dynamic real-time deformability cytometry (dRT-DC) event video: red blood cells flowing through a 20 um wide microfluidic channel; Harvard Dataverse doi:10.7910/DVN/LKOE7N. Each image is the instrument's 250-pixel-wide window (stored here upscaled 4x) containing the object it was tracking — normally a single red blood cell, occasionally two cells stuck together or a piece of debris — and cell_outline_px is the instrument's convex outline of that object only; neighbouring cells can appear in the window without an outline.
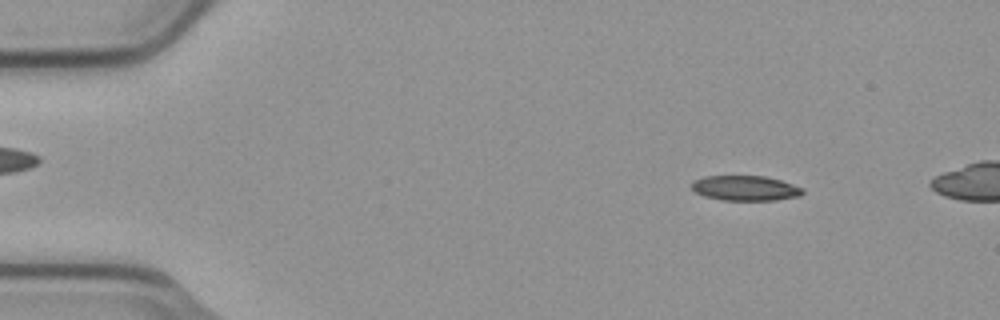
{"species": "common noctule bat (a hibernating species)", "species_latin": "Nyctalus noctula", "temperature_condition": "cold", "stored_images_in_passage": 5, "camera_frame_rate_fps": 3000, "um_per_image_px": 0.085, "animal": {"sex": "male", "body_mass_g": 23.1, "forearm_length_mm": 52.7}, "frame": {"image": 1, "passage_image": 2, "time_ms": 0.333, "image_size_px": [1000, 320], "cell_outline_px": [[804, 192], [800, 196], [776, 200], [720, 200], [704, 196], [696, 192], [692, 188], [692, 180], [704, 176], [764, 176], [780, 180], [804, 188]], "centroid_in_image_um": [63.35, 15.99], "position_along_channel_um": 21.7, "area_um2": 16.24}}